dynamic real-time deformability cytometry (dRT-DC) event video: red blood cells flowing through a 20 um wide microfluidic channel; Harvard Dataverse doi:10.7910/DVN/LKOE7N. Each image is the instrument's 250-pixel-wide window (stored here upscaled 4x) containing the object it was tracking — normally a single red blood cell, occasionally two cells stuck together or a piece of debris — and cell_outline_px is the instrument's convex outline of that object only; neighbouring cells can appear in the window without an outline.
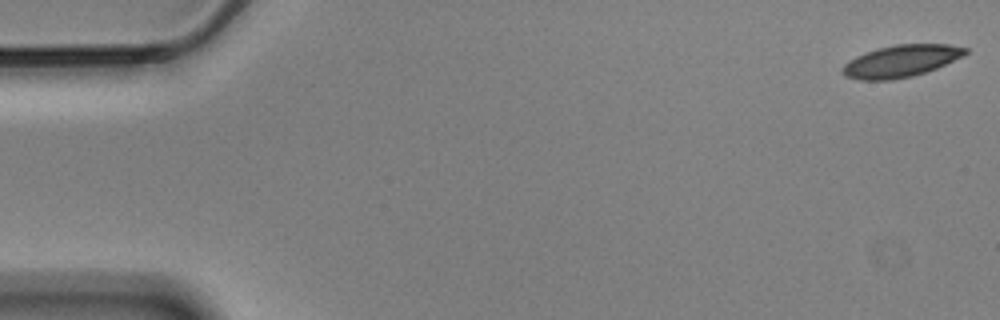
{"species": "Egyptian fruit bat (a non-hibernating species)", "species_latin": "Rousettus aegyptiacus", "temperature_condition": "cold", "stored_images_in_passage": 57, "camera_frame_rate_fps": 3000, "um_per_image_px": 0.085, "animal": {"sex": "male"}, "frame": {"image": 1, "passage_image": 1, "time_ms": 0.0, "image_size_px": [1000, 320], "cell_outline_px": [[968, 52], [964, 56], [936, 68], [912, 76], [892, 80], [860, 80], [844, 76], [840, 72], [840, 68], [848, 60], [856, 56], [880, 48], [896, 44], [948, 44], [968, 48]], "centroid_in_image_um": [76.56, 5.2], "position_along_channel_um": 8.4, "area_um2": 22.95}}
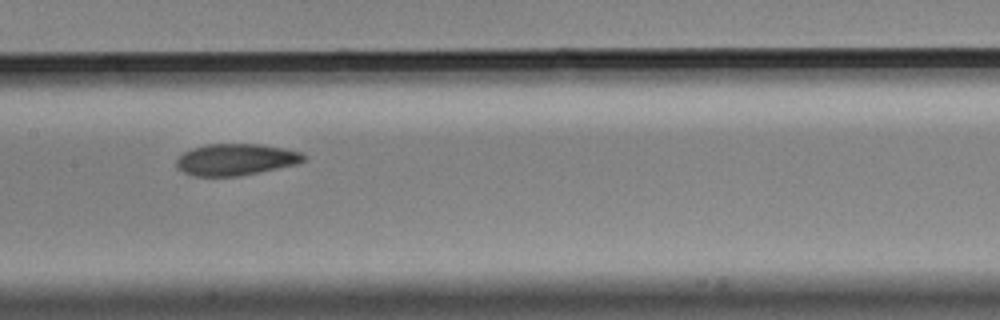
{"frame": {"image": 2, "passage_image": 28, "time_ms": 9.0, "image_size_px": [1000, 320], "cell_outline_px": [[308, 156], [304, 160], [296, 164], [240, 176], [196, 176], [184, 172], [176, 168], [176, 160], [184, 152], [192, 148], [204, 144], [260, 144], [284, 148], [300, 152]], "centroid_in_image_um": [20.03, 13.55], "position_along_channel_um": 187.4, "area_um2": 23.41}}
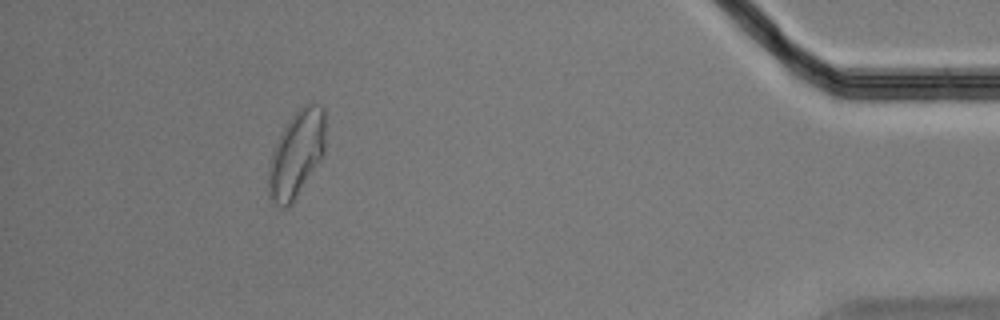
{"frame": {"image": 3, "passage_image": 52, "time_ms": 17.0, "image_size_px": [1000, 320], "cell_outline_px": [[324, 152], [320, 160], [292, 204], [284, 208], [280, 208], [268, 200], [268, 164], [272, 152], [284, 128], [292, 116], [304, 104], [312, 100], [320, 104], [324, 108]], "centroid_in_image_um": [25.18, 13.12], "position_along_channel_um": 410.0, "area_um2": 28.78}, "authors_computed_cell_mechanics": {"area_um2": 23.8714, "velocity_mm_per_s": 3.4946, "shape_relaxation_time_tau1_ms": 4.083, "shape_relaxation_time_tau2_ms": 3.3355, "deformation_change_tau1": 0.1208, "deformation_change_tau2": 0.0766}}